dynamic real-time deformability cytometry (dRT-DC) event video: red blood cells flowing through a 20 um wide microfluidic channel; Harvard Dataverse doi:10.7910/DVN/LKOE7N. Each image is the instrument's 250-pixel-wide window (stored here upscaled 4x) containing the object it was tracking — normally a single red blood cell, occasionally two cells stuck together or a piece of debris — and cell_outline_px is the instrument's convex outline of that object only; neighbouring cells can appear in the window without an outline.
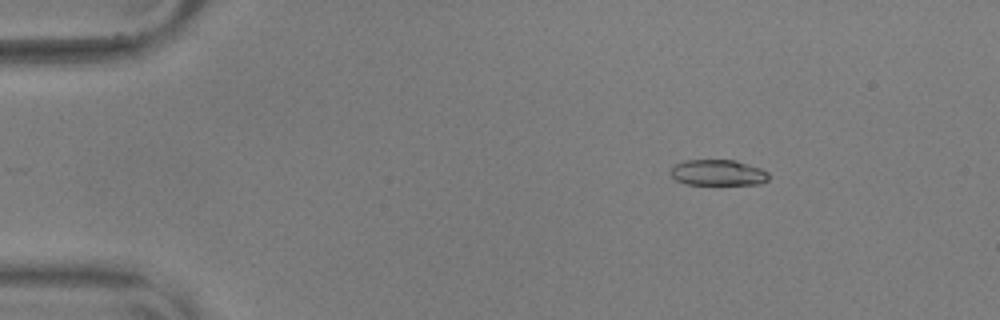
{"species": "common noctule bat (a hibernating species)", "species_latin": "Nyctalus noctula", "temperature_condition": "warm", "stored_images_in_passage": 55, "camera_frame_rate_fps": 3000, "um_per_image_px": 0.085, "animal": {"sex": "male", "body_mass_g": 17.9, "forearm_length_mm": 54.2}, "frame": {"image": 1, "passage_image": 8, "time_ms": 2.333, "image_size_px": [1000, 320], "cell_outline_px": [[768, 180], [760, 184], [684, 184], [676, 180], [668, 172], [676, 164], [684, 160], [736, 160], [760, 168], [768, 172]], "centroid_in_image_um": [61.01, 14.67], "position_along_channel_um": 24.0, "area_um2": 14.8}}
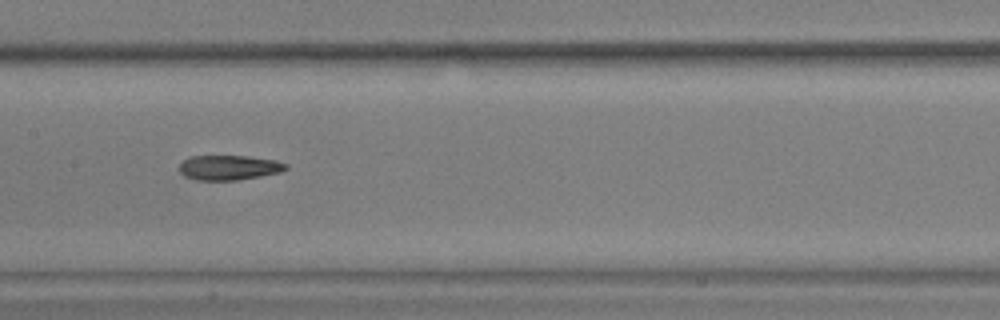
{"frame": {"image": 2, "passage_image": 28, "time_ms": 9.0, "image_size_px": [1000, 320], "cell_outline_px": [[288, 168], [280, 172], [260, 176], [236, 180], [196, 180], [184, 176], [180, 172], [180, 164], [184, 160], [192, 156], [248, 156], [276, 160], [288, 164]], "centroid_in_image_um": [19.48, 14.24], "position_along_channel_um": 187.9, "area_um2": 15.37}}
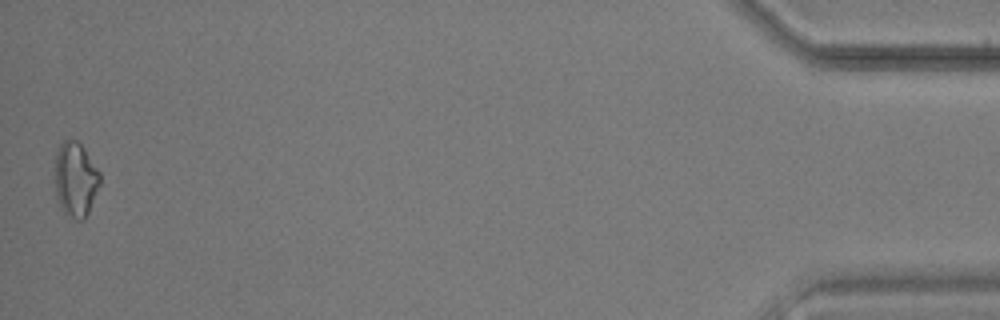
{"frame": {"image": 3, "passage_image": 55, "time_ms": 18.0, "image_size_px": [1000, 320], "cell_outline_px": [[100, 184], [88, 212], [84, 220], [76, 220], [64, 212], [56, 196], [56, 152], [60, 144], [64, 140], [76, 140], [84, 148], [100, 172]], "centroid_in_image_um": [6.43, 15.24], "position_along_channel_um": 428.8, "area_um2": 19.31}, "authors_computed_cell_mechanics": {"area_um2": 16.0684, "velocity_mm_per_s": 3.6386, "shape_relaxation_time_tau1_ms": null, "shape_relaxation_time_tau2_ms": 9.6802, "deformation_change_tau1": null, "deformation_change_tau2": 0.2037}}